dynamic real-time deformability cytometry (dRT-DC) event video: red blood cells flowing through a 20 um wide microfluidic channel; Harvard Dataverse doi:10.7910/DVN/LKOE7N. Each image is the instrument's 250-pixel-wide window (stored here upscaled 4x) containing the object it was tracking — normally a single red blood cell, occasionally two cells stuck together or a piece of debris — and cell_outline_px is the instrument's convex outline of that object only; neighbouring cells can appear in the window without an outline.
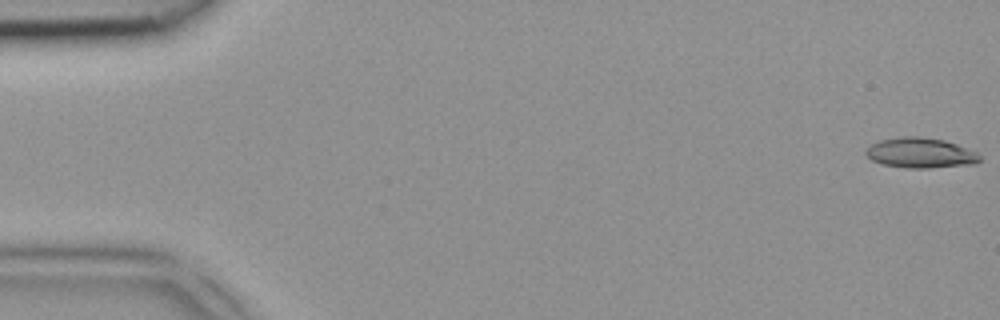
{"species": "common noctule bat (a hibernating species)", "species_latin": "Nyctalus noctula", "temperature_condition": "room temperature", "stored_images_in_passage": 7, "camera_frame_rate_fps": 3000, "um_per_image_px": 0.085, "animal": {"sex": "female", "body_mass_g": 18.4}, "frame": {"image": 1, "passage_image": 1, "time_ms": 0.0, "image_size_px": [1000, 320], "cell_outline_px": [[980, 160], [976, 164], [928, 168], [908, 168], [884, 164], [872, 160], [864, 152], [872, 144], [880, 140], [900, 136], [920, 136], [944, 140], [956, 144], [976, 152], [980, 156]], "centroid_in_image_um": [78.25, 12.99], "position_along_channel_um": 6.7, "area_um2": 19.94}}
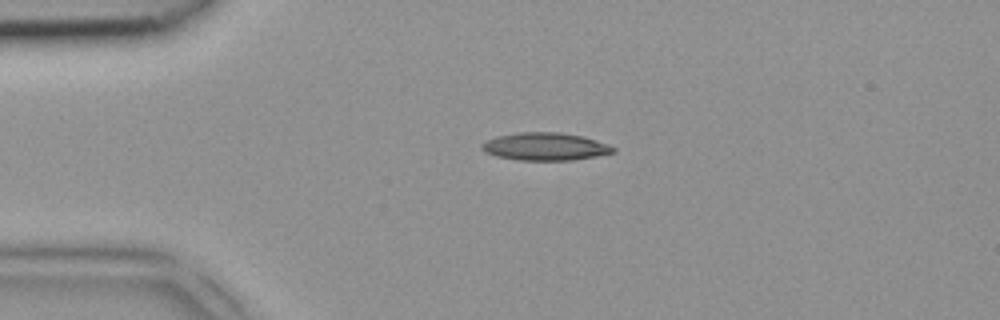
{"frame": {"image": 2, "passage_image": 4, "time_ms": 1.0, "image_size_px": [1000, 320], "cell_outline_px": [[616, 152], [596, 156], [572, 160], [520, 160], [496, 156], [484, 152], [480, 148], [480, 144], [496, 136], [520, 132], [560, 132], [584, 136], [608, 144], [616, 148]], "centroid_in_image_um": [46.34, 12.45], "position_along_channel_um": 38.7, "area_um2": 21.33}}